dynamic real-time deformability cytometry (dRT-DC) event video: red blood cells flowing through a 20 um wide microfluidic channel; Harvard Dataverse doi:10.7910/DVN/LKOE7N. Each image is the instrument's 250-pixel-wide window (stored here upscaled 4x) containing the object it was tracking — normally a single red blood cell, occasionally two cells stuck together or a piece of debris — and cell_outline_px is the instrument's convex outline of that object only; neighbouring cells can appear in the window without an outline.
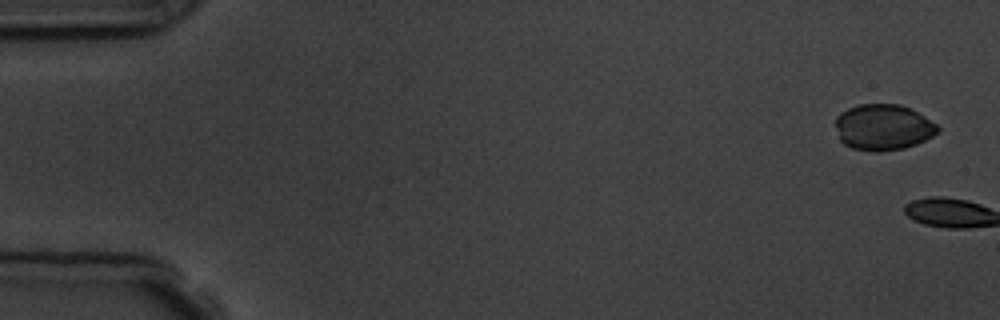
{"species": "common noctule bat (a hibernating species)", "species_latin": "Nyctalus noctula", "temperature_condition": "room temperature", "stored_images_in_passage": 2, "camera_frame_rate_fps": 3000, "um_per_image_px": 0.085, "animal": {"sex": "male", "body_mass_g": 19.5, "forearm_length_mm": 54.6}, "frame": {"image": 1, "passage_image": 1, "time_ms": 0.0, "image_size_px": [1000, 320], "cell_outline_px": [[940, 132], [916, 144], [904, 148], [876, 152], [872, 152], [852, 148], [844, 144], [840, 140], [836, 128], [836, 116], [840, 112], [848, 108], [860, 104], [900, 104], [924, 116], [936, 124], [940, 128]], "centroid_in_image_um": [75.05, 10.82], "position_along_channel_um": 9.9, "area_um2": 27.4}}